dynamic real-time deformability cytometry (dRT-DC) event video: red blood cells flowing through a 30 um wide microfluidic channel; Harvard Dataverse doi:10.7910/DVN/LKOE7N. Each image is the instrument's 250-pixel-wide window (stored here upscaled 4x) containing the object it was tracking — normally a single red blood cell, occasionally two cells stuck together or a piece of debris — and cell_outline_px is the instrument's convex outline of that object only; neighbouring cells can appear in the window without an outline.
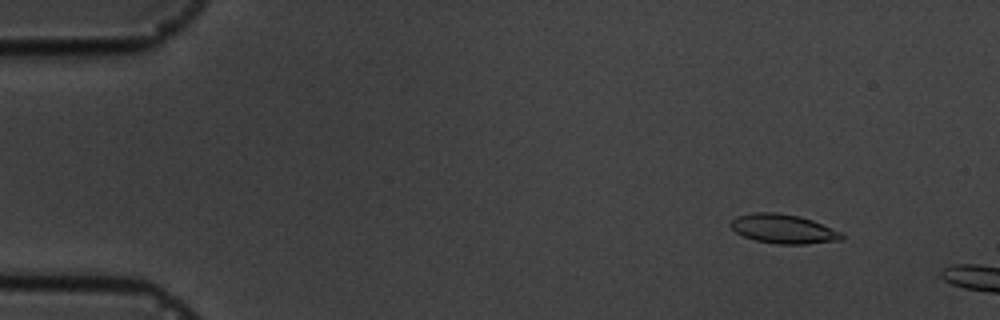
{"species": "common noctule bat (a hibernating species)", "species_latin": "Nyctalus noctula", "temperature_condition": "cold", "stored_images_in_passage": 4, "camera_frame_rate_fps": 3000, "um_per_image_px": 0.085, "animal": {"sex": "male", "body_mass_g": 19.5, "forearm_length_mm": 54.6}, "frame": {"image": 1, "passage_image": 2, "time_ms": 1.0, "image_size_px": [1000, 320], "cell_outline_px": [[844, 236], [840, 240], [804, 244], [776, 244], [756, 240], [744, 236], [736, 232], [728, 224], [736, 216], [752, 212], [776, 212], [800, 216], [812, 220], [844, 232]], "centroid_in_image_um": [66.59, 19.44], "position_along_channel_um": 18.4, "area_um2": 19.02}}